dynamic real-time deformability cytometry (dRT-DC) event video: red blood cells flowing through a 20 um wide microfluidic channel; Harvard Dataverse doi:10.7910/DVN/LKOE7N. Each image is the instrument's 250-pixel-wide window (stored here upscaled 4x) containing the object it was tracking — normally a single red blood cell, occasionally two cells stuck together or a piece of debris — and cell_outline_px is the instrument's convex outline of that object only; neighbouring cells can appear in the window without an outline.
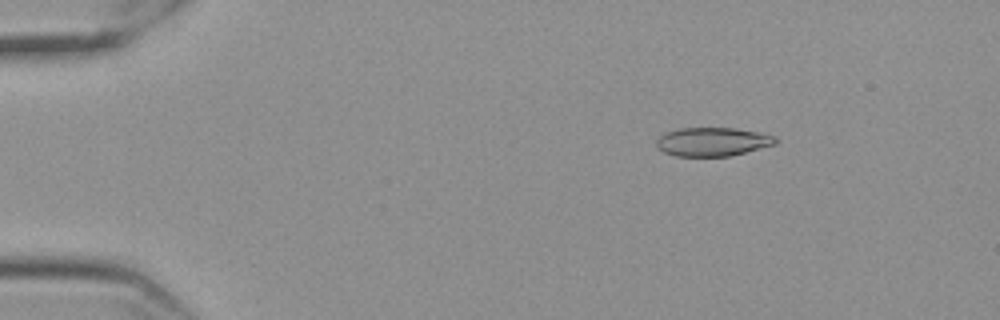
{"species": "Egyptian fruit bat (a non-hibernating species)", "species_latin": "Rousettus aegyptiacus", "temperature_condition": "cold", "stored_images_in_passage": 51, "camera_frame_rate_fps": 3000, "um_per_image_px": 0.085, "frame": {"image": 1, "passage_image": 2, "time_ms": 0.333, "image_size_px": [1000, 320], "cell_outline_px": [[776, 144], [728, 156], [676, 156], [664, 152], [656, 148], [656, 140], [660, 136], [668, 132], [680, 128], [736, 128], [776, 136]], "centroid_in_image_um": [60.54, 12.05], "position_along_channel_um": 24.5, "area_um2": 19.71}}
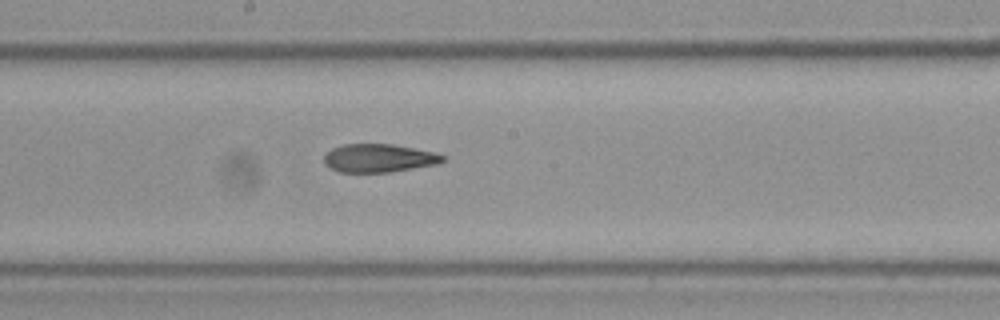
{"frame": {"image": 2, "passage_image": 25, "time_ms": 8.0, "image_size_px": [1000, 320], "cell_outline_px": [[448, 156], [444, 160], [436, 164], [388, 172], [340, 172], [324, 164], [324, 156], [332, 148], [344, 144], [392, 144], [436, 152]], "centroid_in_image_um": [32.22, 13.43], "position_along_channel_um": 216.0, "area_um2": 19.48}}
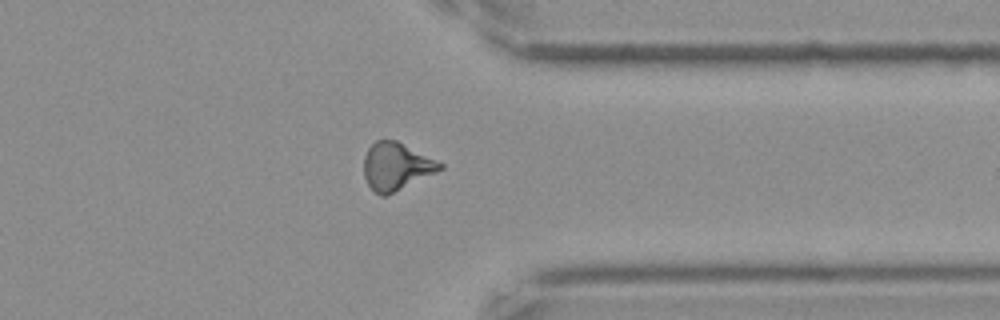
{"frame": {"image": 3, "passage_image": 39, "time_ms": 12.667, "image_size_px": [1000, 320], "cell_outline_px": [[444, 168], [436, 172], [384, 196], [380, 196], [368, 184], [364, 176], [364, 156], [368, 148], [376, 140], [396, 140], [444, 164]], "centroid_in_image_um": [33.66, 14.12], "position_along_channel_um": 377.7, "area_um2": 20.63}, "authors_computed_cell_mechanics": {"area_um2": 20.23, "velocity_mm_per_s": 3.5451, "shape_relaxation_time_tau1_ms": null, "shape_relaxation_time_tau2_ms": 2.7832, "deformation_change_tau1": null, "deformation_change_tau2": 0.1144}}